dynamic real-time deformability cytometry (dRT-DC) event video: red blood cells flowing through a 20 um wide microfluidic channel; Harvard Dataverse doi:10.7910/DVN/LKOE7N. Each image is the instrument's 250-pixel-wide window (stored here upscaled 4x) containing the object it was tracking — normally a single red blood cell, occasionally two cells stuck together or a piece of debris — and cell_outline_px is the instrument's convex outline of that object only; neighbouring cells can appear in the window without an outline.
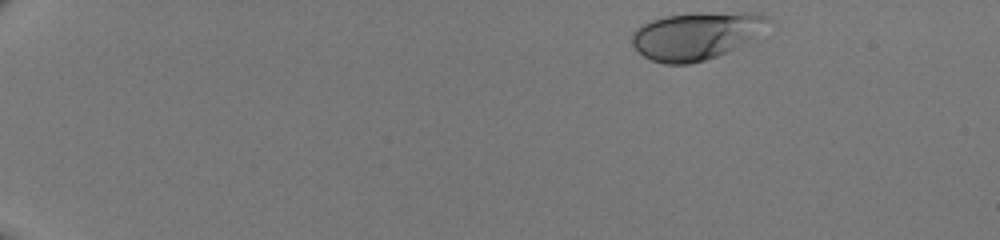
{"species": "human", "species_latin": "Homo sapiens", "temperature_condition": "room temperature", "stored_images_in_passage": 43, "camera_frame_rate_fps": 3000, "um_per_image_px": 0.085, "donor": {"sex": "male"}, "frame": {"image": 1, "passage_image": 1, "time_ms": 0.0, "image_size_px": [1000, 240], "cell_outline_px": [[772, 20], [764, 40], [756, 44], [704, 60], [688, 64], [664, 64], [652, 60], [644, 56], [632, 44], [632, 32], [636, 28], [652, 20], [668, 16], [696, 12], [756, 12], [768, 16]], "centroid_in_image_um": [59.42, 3.03], "position_along_channel_um": 25.6, "area_um2": 39.54}}
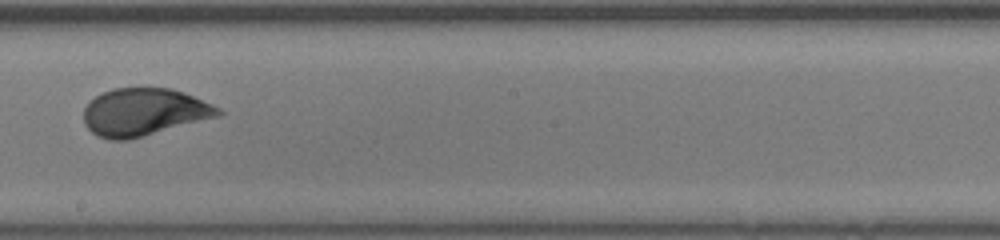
{"frame": {"image": 2, "passage_image": 25, "time_ms": 8.0, "image_size_px": [1000, 240], "cell_outline_px": [[224, 112], [220, 116], [128, 140], [108, 140], [96, 136], [84, 124], [84, 108], [96, 96], [112, 88], [172, 88], [184, 92], [212, 104], [220, 108]], "centroid_in_image_um": [12.24, 9.53], "position_along_channel_um": 236.0, "area_um2": 37.28}}
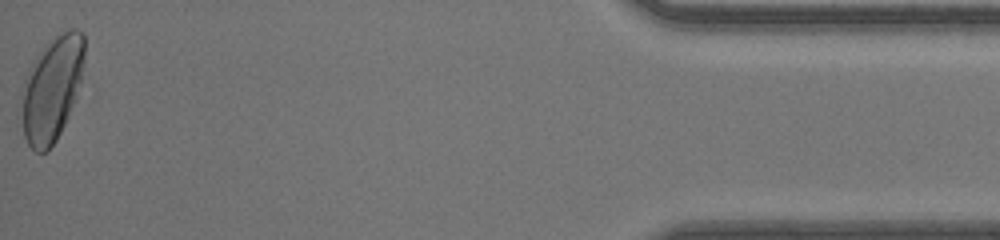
{"frame": {"image": 3, "passage_image": 43, "time_ms": 14.0, "image_size_px": [1000, 240], "cell_outline_px": [[84, 88], [56, 140], [44, 152], [36, 152], [28, 144], [24, 136], [24, 80], [28, 68], [44, 44], [68, 28], [76, 28], [84, 32]], "centroid_in_image_um": [4.52, 7.47], "position_along_channel_um": 430.7, "area_um2": 38.9}}